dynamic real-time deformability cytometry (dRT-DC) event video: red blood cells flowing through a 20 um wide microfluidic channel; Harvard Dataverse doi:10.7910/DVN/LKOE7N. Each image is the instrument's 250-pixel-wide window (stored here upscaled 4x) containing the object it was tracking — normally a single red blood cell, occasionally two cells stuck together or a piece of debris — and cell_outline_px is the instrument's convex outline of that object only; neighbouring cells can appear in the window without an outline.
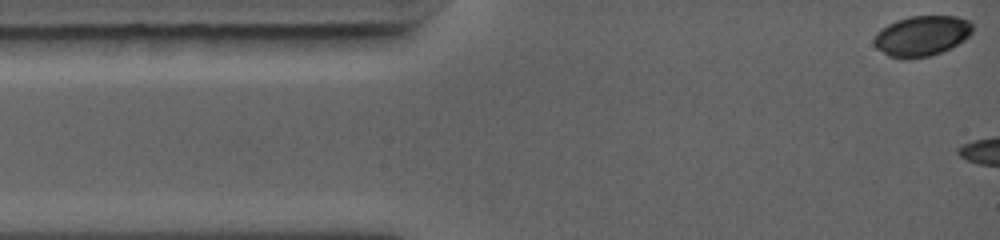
{"species": "common noctule bat (a hibernating species)", "species_latin": "Nyctalus noctula", "temperature_condition": "warm", "stored_images_in_passage": 8, "camera_frame_rate_fps": 5000, "um_per_image_px": 0.085, "animal": {"sex": "female", "body_mass_g": 19.0, "forearm_length_mm": 56.7}, "frame": {"image": 1, "passage_image": 1, "time_ms": 0.0, "image_size_px": [1000, 240], "cell_outline_px": [[972, 32], [964, 40], [952, 48], [928, 56], [904, 60], [888, 56], [876, 48], [872, 40], [876, 32], [888, 24], [896, 20], [908, 16], [956, 16], [972, 20]], "centroid_in_image_um": [78.33, 3.05], "position_along_channel_um": 6.7, "area_um2": 23.52}}